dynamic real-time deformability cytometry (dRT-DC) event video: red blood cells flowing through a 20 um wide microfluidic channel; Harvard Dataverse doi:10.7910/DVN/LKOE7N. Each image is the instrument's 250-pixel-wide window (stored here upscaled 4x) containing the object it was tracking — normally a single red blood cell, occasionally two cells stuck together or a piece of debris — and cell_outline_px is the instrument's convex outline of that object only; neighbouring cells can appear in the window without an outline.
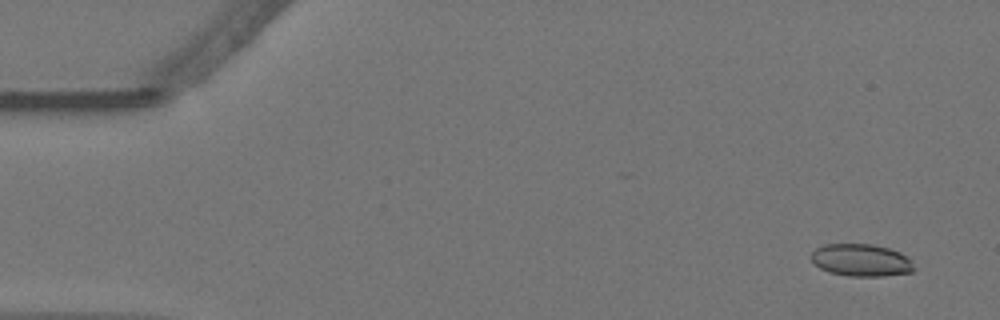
{"species": "Egyptian fruit bat (a non-hibernating species)", "species_latin": "Rousettus aegyptiacus", "temperature_condition": "warm", "stored_images_in_passage": 18, "camera_frame_rate_fps": 3000, "um_per_image_px": 0.085, "animal": {"sex": "female"}, "frame": {"image": 1, "passage_image": 4, "time_ms": 1.0, "image_size_px": [1000, 320], "cell_outline_px": [[916, 268], [912, 272], [884, 276], [848, 276], [828, 272], [812, 264], [808, 256], [816, 248], [824, 244], [872, 244], [888, 248], [900, 252], [912, 260]], "centroid_in_image_um": [73.17, 22.12], "position_along_channel_um": 11.8, "area_um2": 19.77}}